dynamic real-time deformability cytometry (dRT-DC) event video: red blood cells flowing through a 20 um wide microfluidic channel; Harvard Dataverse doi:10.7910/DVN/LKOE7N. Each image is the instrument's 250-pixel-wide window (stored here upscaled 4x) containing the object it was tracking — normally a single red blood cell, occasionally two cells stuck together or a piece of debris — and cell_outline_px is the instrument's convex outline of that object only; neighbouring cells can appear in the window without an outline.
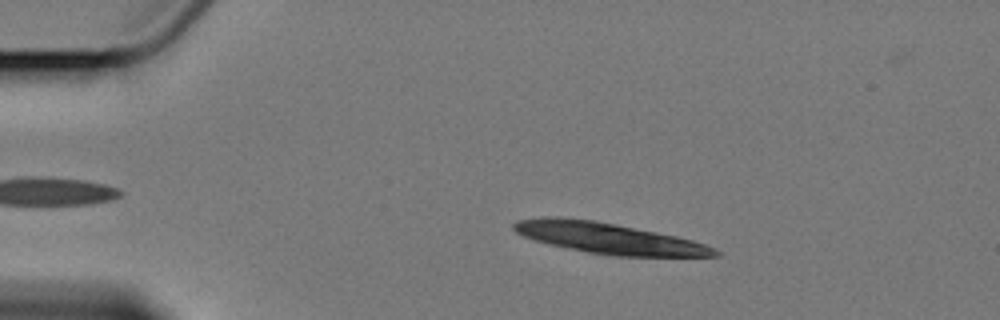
{"species": "Egyptian fruit bat (a non-hibernating species)", "species_latin": "Rousettus aegyptiacus", "temperature_condition": "cold", "stored_images_in_passage": 3, "camera_frame_rate_fps": 3000, "um_per_image_px": 0.085, "animal": {"sex": "female"}, "frame": {"image": 1, "passage_image": 2, "time_ms": 1.333, "image_size_px": [1000, 320], "cell_outline_px": [[720, 256], [612, 256], [588, 252], [548, 244], [532, 240], [516, 232], [512, 228], [512, 224], [516, 220], [540, 216], [556, 216], [592, 220], [616, 224], [676, 236], [692, 240], [716, 248], [720, 252]], "centroid_in_image_um": [51.67, 20.24], "position_along_channel_um": 33.3, "area_um2": 36.24}}